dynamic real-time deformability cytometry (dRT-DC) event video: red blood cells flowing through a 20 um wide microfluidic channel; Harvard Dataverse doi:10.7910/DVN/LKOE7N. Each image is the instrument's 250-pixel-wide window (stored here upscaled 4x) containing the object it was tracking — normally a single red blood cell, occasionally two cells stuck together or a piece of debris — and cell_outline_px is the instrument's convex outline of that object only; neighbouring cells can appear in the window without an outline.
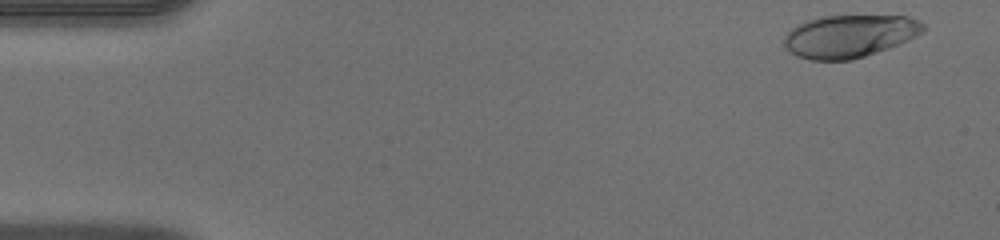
{"species": "human", "species_latin": "Homo sapiens", "temperature_condition": "warm", "stored_images_in_passage": 46, "camera_frame_rate_fps": 3000, "um_per_image_px": 0.085, "donor": {"sex": "male"}, "frame": {"image": 1, "passage_image": 2, "time_ms": 0.333, "image_size_px": [1000, 240], "cell_outline_px": [[928, 28], [924, 32], [900, 44], [852, 60], [812, 60], [796, 56], [788, 52], [784, 48], [784, 36], [792, 28], [808, 20], [820, 16], [908, 16], [920, 20]], "centroid_in_image_um": [72.22, 3.07], "position_along_channel_um": 12.8, "area_um2": 34.8}}
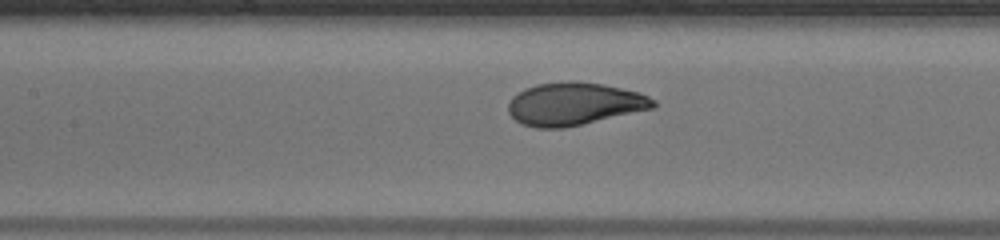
{"frame": {"image": 2, "passage_image": 21, "time_ms": 6.667, "image_size_px": [1000, 240], "cell_outline_px": [[656, 108], [564, 128], [536, 128], [524, 124], [516, 120], [508, 112], [508, 104], [512, 96], [524, 88], [536, 84], [600, 84], [640, 92], [656, 100]], "centroid_in_image_um": [48.83, 8.87], "position_along_channel_um": 158.6, "area_um2": 35.32}}
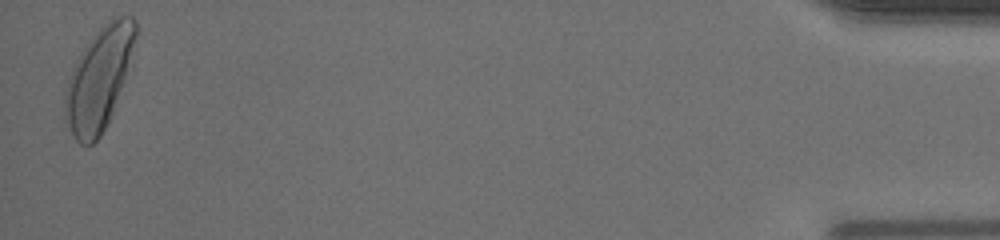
{"frame": {"image": 3, "passage_image": 46, "time_ms": 15.0, "image_size_px": [1000, 240], "cell_outline_px": [[140, 28], [112, 112], [100, 136], [92, 144], [80, 144], [72, 136], [64, 120], [64, 92], [72, 68], [84, 48], [92, 36], [112, 16], [132, 16]], "centroid_in_image_um": [8.39, 6.67], "position_along_channel_um": 426.8, "area_um2": 41.56}}